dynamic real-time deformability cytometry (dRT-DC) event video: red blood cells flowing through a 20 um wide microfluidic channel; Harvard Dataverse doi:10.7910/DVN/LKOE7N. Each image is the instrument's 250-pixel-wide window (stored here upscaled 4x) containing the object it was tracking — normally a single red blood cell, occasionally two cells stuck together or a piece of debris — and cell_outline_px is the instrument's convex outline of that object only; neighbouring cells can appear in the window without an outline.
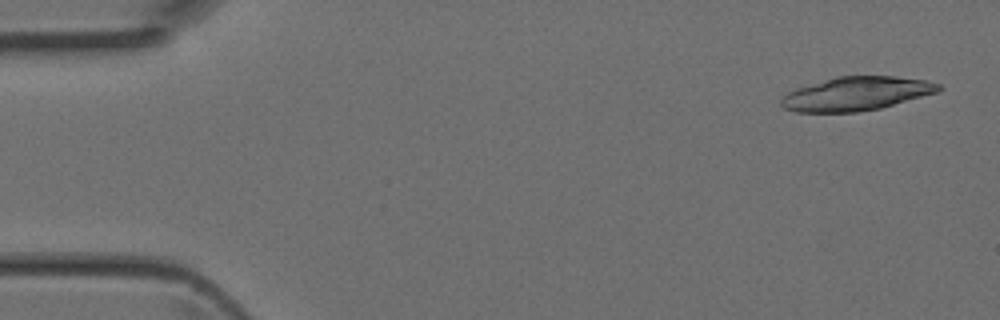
{"species": "Egyptian fruit bat (a non-hibernating species)", "species_latin": "Rousettus aegyptiacus", "temperature_condition": "room temperature", "stored_images_in_passage": 3, "camera_frame_rate_fps": 3000, "um_per_image_px": 0.085, "animal": {"sex": "female"}, "frame": {"image": 1, "passage_image": 1, "time_ms": 0.0, "image_size_px": [1000, 320], "cell_outline_px": [[944, 88], [940, 92], [880, 108], [856, 112], [796, 112], [784, 108], [780, 104], [780, 96], [796, 88], [836, 76], [896, 76], [928, 80], [940, 84]], "centroid_in_image_um": [72.81, 7.96], "position_along_channel_um": 12.2, "area_um2": 31.27}}